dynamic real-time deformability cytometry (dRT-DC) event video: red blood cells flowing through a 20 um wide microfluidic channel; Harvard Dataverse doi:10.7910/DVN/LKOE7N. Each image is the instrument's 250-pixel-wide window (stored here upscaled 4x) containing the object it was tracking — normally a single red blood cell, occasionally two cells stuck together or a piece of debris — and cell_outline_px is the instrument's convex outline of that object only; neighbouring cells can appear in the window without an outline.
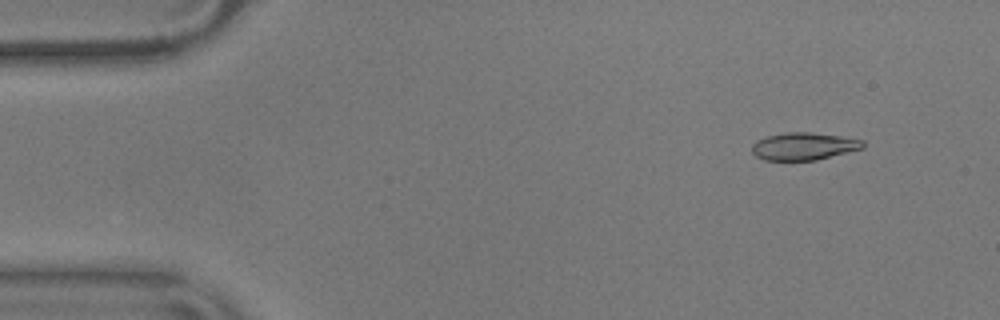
{"species": "common noctule bat (a hibernating species)", "species_latin": "Nyctalus noctula", "temperature_condition": "warm", "stored_images_in_passage": 55, "camera_frame_rate_fps": 3000, "um_per_image_px": 0.085, "animal": {"sex": "male", "body_mass_g": 17.9}, "frame": {"image": 1, "passage_image": 5, "time_ms": 1.333, "image_size_px": [1000, 320], "cell_outline_px": [[864, 148], [816, 160], [764, 160], [756, 156], [752, 152], [752, 144], [756, 140], [768, 136], [784, 132], [812, 132], [840, 136], [864, 140]], "centroid_in_image_um": [68.31, 12.43], "position_along_channel_um": 16.7, "area_um2": 17.8}}
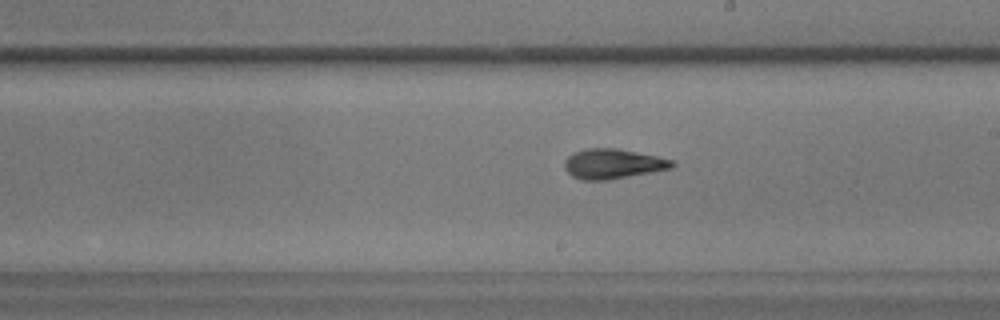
{"frame": {"image": 2, "passage_image": 31, "time_ms": 10.0, "image_size_px": [1000, 320], "cell_outline_px": [[676, 164], [672, 168], [608, 180], [580, 180], [572, 176], [564, 168], [564, 160], [572, 152], [584, 148], [616, 148], [656, 156], [672, 160]], "centroid_in_image_um": [52.04, 13.92], "position_along_channel_um": 237.0, "area_um2": 18.79}}
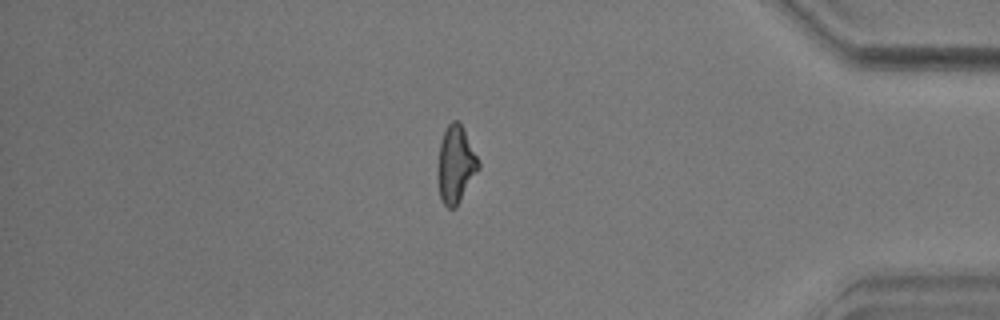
{"frame": {"image": 3, "passage_image": 47, "time_ms": 15.333, "image_size_px": [1000, 320], "cell_outline_px": [[480, 168], [456, 208], [448, 208], [440, 200], [436, 176], [436, 172], [440, 140], [448, 124], [452, 120], [456, 120], [460, 124], [480, 164]], "centroid_in_image_um": [38.69, 14.05], "position_along_channel_um": 396.5, "area_um2": 18.38}, "authors_computed_cell_mechanics": {"area_um2": 18.207, "velocity_mm_per_s": 3.6171, "shape_relaxation_time_tau1_ms": 4.123, "shape_relaxation_time_tau2_ms": 2.1209, "deformation_change_tau1": 0.1655, "deformation_change_tau2": 0.0909}}